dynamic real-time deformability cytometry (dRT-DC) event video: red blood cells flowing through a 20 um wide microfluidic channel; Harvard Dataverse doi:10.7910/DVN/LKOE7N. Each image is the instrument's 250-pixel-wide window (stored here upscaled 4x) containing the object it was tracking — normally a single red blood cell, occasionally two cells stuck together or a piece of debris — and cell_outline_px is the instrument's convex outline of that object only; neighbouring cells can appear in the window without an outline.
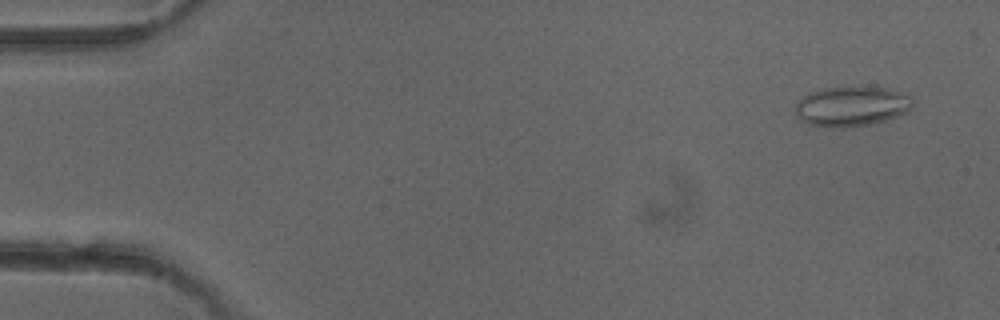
{"species": "common noctule bat (a hibernating species)", "species_latin": "Nyctalus noctula", "temperature_condition": "cold", "stored_images_in_passage": 3, "camera_frame_rate_fps": 3000, "um_per_image_px": 0.085, "animal": {"sex": "female"}, "frame": {"image": 1, "passage_image": 1, "time_ms": 0.0, "image_size_px": [1000, 320], "cell_outline_px": [[912, 108], [896, 116], [872, 124], [844, 128], [832, 128], [808, 124], [800, 120], [796, 116], [796, 104], [808, 92], [824, 88], [852, 84], [888, 88], [908, 92], [912, 96]], "centroid_in_image_um": [72.4, 8.99], "position_along_channel_um": 12.6, "area_um2": 28.26}}